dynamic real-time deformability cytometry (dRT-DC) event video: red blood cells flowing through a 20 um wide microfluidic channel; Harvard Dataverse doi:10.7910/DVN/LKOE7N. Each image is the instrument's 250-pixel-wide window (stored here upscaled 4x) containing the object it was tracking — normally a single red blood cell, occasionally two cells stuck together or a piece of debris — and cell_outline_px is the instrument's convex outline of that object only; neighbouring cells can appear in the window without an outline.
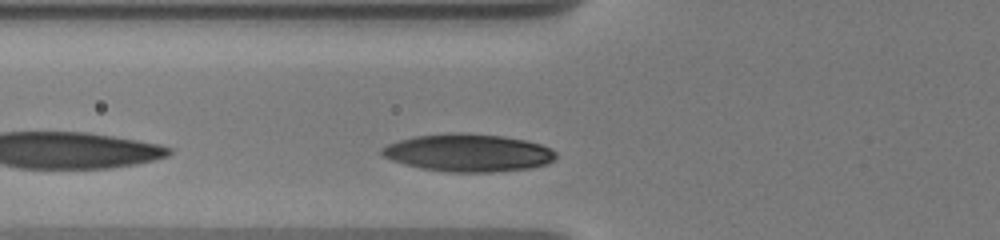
{"species": "human", "species_latin": "Homo sapiens", "temperature_condition": "warm", "stored_images_in_passage": 28, "camera_frame_rate_fps": 3000, "um_per_image_px": 0.085, "donor": {"sex": "male"}, "frame": {"image": 1, "passage_image": 4, "time_ms": 1.333, "image_size_px": [1000, 240], "cell_outline_px": [[556, 160], [548, 164], [528, 168], [492, 172], [448, 172], [424, 168], [404, 164], [392, 160], [384, 156], [380, 152], [380, 148], [388, 144], [412, 136], [452, 132], [468, 132], [504, 136], [524, 140], [540, 144], [552, 148], [556, 152]], "centroid_in_image_um": [39.82, 12.97], "position_along_channel_um": 86.0, "area_um2": 38.44}}
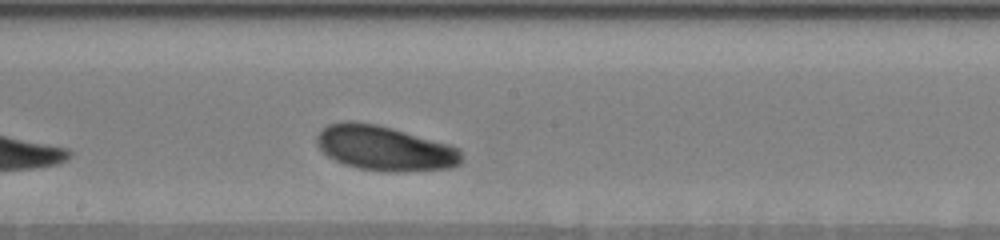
{"frame": {"image": 2, "passage_image": 14, "time_ms": 5.0, "image_size_px": [1000, 240], "cell_outline_px": [[460, 164], [448, 168], [400, 172], [392, 172], [360, 168], [344, 164], [328, 156], [316, 144], [316, 136], [328, 124], [344, 120], [352, 120], [376, 124], [392, 128], [448, 144], [460, 148]], "centroid_in_image_um": [32.67, 12.59], "position_along_channel_um": 215.5, "area_um2": 37.57}}
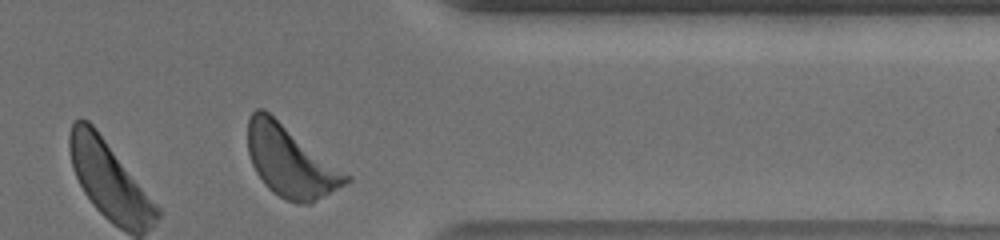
{"frame": {"image": 3, "passage_image": 27, "time_ms": 10.0, "image_size_px": [1000, 240], "cell_outline_px": [[352, 180], [316, 200], [308, 204], [296, 204], [272, 192], [264, 184], [256, 172], [252, 164], [248, 152], [248, 116], [256, 108], [264, 108], [352, 176]], "centroid_in_image_um": [24.68, 13.7], "position_along_channel_um": 386.7, "area_um2": 40.69}, "authors_computed_cell_mechanics": {"area_um2": 37.4544, "velocity_mm_per_s": 3.5339, "shape_relaxation_time_tau1_ms": 1.5699, "shape_relaxation_time_tau2_ms": null, "deformation_change_tau1": 0.0984, "deformation_change_tau2": null}}